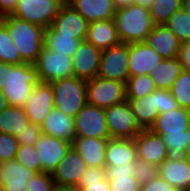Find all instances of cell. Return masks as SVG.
<instances>
[{
	"label": "cell",
	"instance_id": "obj_1",
	"mask_svg": "<svg viewBox=\"0 0 190 191\" xmlns=\"http://www.w3.org/2000/svg\"><path fill=\"white\" fill-rule=\"evenodd\" d=\"M121 43L145 42L155 24L149 8L137 4L116 9L113 17Z\"/></svg>",
	"mask_w": 190,
	"mask_h": 191
},
{
	"label": "cell",
	"instance_id": "obj_2",
	"mask_svg": "<svg viewBox=\"0 0 190 191\" xmlns=\"http://www.w3.org/2000/svg\"><path fill=\"white\" fill-rule=\"evenodd\" d=\"M0 21L7 27L21 59L33 64L44 47L45 28L11 15L0 18Z\"/></svg>",
	"mask_w": 190,
	"mask_h": 191
},
{
	"label": "cell",
	"instance_id": "obj_3",
	"mask_svg": "<svg viewBox=\"0 0 190 191\" xmlns=\"http://www.w3.org/2000/svg\"><path fill=\"white\" fill-rule=\"evenodd\" d=\"M36 68L31 63H6V76H4L3 95L8 106L23 107L33 87L40 83Z\"/></svg>",
	"mask_w": 190,
	"mask_h": 191
},
{
	"label": "cell",
	"instance_id": "obj_4",
	"mask_svg": "<svg viewBox=\"0 0 190 191\" xmlns=\"http://www.w3.org/2000/svg\"><path fill=\"white\" fill-rule=\"evenodd\" d=\"M86 82V80L75 76L51 82L54 108L75 118L80 109L87 103Z\"/></svg>",
	"mask_w": 190,
	"mask_h": 191
},
{
	"label": "cell",
	"instance_id": "obj_5",
	"mask_svg": "<svg viewBox=\"0 0 190 191\" xmlns=\"http://www.w3.org/2000/svg\"><path fill=\"white\" fill-rule=\"evenodd\" d=\"M66 0H18L11 16L48 28Z\"/></svg>",
	"mask_w": 190,
	"mask_h": 191
},
{
	"label": "cell",
	"instance_id": "obj_6",
	"mask_svg": "<svg viewBox=\"0 0 190 191\" xmlns=\"http://www.w3.org/2000/svg\"><path fill=\"white\" fill-rule=\"evenodd\" d=\"M87 103L108 108L126 101L125 83L95 77L86 82Z\"/></svg>",
	"mask_w": 190,
	"mask_h": 191
},
{
	"label": "cell",
	"instance_id": "obj_7",
	"mask_svg": "<svg viewBox=\"0 0 190 191\" xmlns=\"http://www.w3.org/2000/svg\"><path fill=\"white\" fill-rule=\"evenodd\" d=\"M72 57L43 47L33 66L43 83L73 76Z\"/></svg>",
	"mask_w": 190,
	"mask_h": 191
},
{
	"label": "cell",
	"instance_id": "obj_8",
	"mask_svg": "<svg viewBox=\"0 0 190 191\" xmlns=\"http://www.w3.org/2000/svg\"><path fill=\"white\" fill-rule=\"evenodd\" d=\"M105 115L111 138L134 139L142 130L127 100L105 108Z\"/></svg>",
	"mask_w": 190,
	"mask_h": 191
},
{
	"label": "cell",
	"instance_id": "obj_9",
	"mask_svg": "<svg viewBox=\"0 0 190 191\" xmlns=\"http://www.w3.org/2000/svg\"><path fill=\"white\" fill-rule=\"evenodd\" d=\"M75 137L111 139L105 109L86 103L74 118Z\"/></svg>",
	"mask_w": 190,
	"mask_h": 191
},
{
	"label": "cell",
	"instance_id": "obj_10",
	"mask_svg": "<svg viewBox=\"0 0 190 191\" xmlns=\"http://www.w3.org/2000/svg\"><path fill=\"white\" fill-rule=\"evenodd\" d=\"M129 44L119 45L102 50L97 77L125 83L128 73Z\"/></svg>",
	"mask_w": 190,
	"mask_h": 191
},
{
	"label": "cell",
	"instance_id": "obj_11",
	"mask_svg": "<svg viewBox=\"0 0 190 191\" xmlns=\"http://www.w3.org/2000/svg\"><path fill=\"white\" fill-rule=\"evenodd\" d=\"M53 90L50 83L40 82L33 87L23 107L30 123L41 126L54 108Z\"/></svg>",
	"mask_w": 190,
	"mask_h": 191
},
{
	"label": "cell",
	"instance_id": "obj_12",
	"mask_svg": "<svg viewBox=\"0 0 190 191\" xmlns=\"http://www.w3.org/2000/svg\"><path fill=\"white\" fill-rule=\"evenodd\" d=\"M71 147L70 141L42 134L35 143L41 172L52 173Z\"/></svg>",
	"mask_w": 190,
	"mask_h": 191
},
{
	"label": "cell",
	"instance_id": "obj_13",
	"mask_svg": "<svg viewBox=\"0 0 190 191\" xmlns=\"http://www.w3.org/2000/svg\"><path fill=\"white\" fill-rule=\"evenodd\" d=\"M89 23L67 2H65L58 15L54 18L49 28L54 33L73 36L85 40Z\"/></svg>",
	"mask_w": 190,
	"mask_h": 191
},
{
	"label": "cell",
	"instance_id": "obj_14",
	"mask_svg": "<svg viewBox=\"0 0 190 191\" xmlns=\"http://www.w3.org/2000/svg\"><path fill=\"white\" fill-rule=\"evenodd\" d=\"M101 50L87 40L81 41L72 56L73 76L86 81L97 77L101 61Z\"/></svg>",
	"mask_w": 190,
	"mask_h": 191
},
{
	"label": "cell",
	"instance_id": "obj_15",
	"mask_svg": "<svg viewBox=\"0 0 190 191\" xmlns=\"http://www.w3.org/2000/svg\"><path fill=\"white\" fill-rule=\"evenodd\" d=\"M163 59L146 42L129 43V77L148 74Z\"/></svg>",
	"mask_w": 190,
	"mask_h": 191
},
{
	"label": "cell",
	"instance_id": "obj_16",
	"mask_svg": "<svg viewBox=\"0 0 190 191\" xmlns=\"http://www.w3.org/2000/svg\"><path fill=\"white\" fill-rule=\"evenodd\" d=\"M137 157L159 166L167 159V147L162 137L150 129H142L134 138Z\"/></svg>",
	"mask_w": 190,
	"mask_h": 191
},
{
	"label": "cell",
	"instance_id": "obj_17",
	"mask_svg": "<svg viewBox=\"0 0 190 191\" xmlns=\"http://www.w3.org/2000/svg\"><path fill=\"white\" fill-rule=\"evenodd\" d=\"M87 168L80 154L71 147L51 175L56 184L77 187Z\"/></svg>",
	"mask_w": 190,
	"mask_h": 191
},
{
	"label": "cell",
	"instance_id": "obj_18",
	"mask_svg": "<svg viewBox=\"0 0 190 191\" xmlns=\"http://www.w3.org/2000/svg\"><path fill=\"white\" fill-rule=\"evenodd\" d=\"M190 109L178 107L159 114L150 130L156 134L187 135Z\"/></svg>",
	"mask_w": 190,
	"mask_h": 191
},
{
	"label": "cell",
	"instance_id": "obj_19",
	"mask_svg": "<svg viewBox=\"0 0 190 191\" xmlns=\"http://www.w3.org/2000/svg\"><path fill=\"white\" fill-rule=\"evenodd\" d=\"M145 42L164 59L177 58L182 44L165 24L155 25Z\"/></svg>",
	"mask_w": 190,
	"mask_h": 191
},
{
	"label": "cell",
	"instance_id": "obj_20",
	"mask_svg": "<svg viewBox=\"0 0 190 191\" xmlns=\"http://www.w3.org/2000/svg\"><path fill=\"white\" fill-rule=\"evenodd\" d=\"M34 174L15 159L0 162V184L5 191H27V182Z\"/></svg>",
	"mask_w": 190,
	"mask_h": 191
},
{
	"label": "cell",
	"instance_id": "obj_21",
	"mask_svg": "<svg viewBox=\"0 0 190 191\" xmlns=\"http://www.w3.org/2000/svg\"><path fill=\"white\" fill-rule=\"evenodd\" d=\"M107 139L75 137L72 147L80 154L88 167L105 168Z\"/></svg>",
	"mask_w": 190,
	"mask_h": 191
},
{
	"label": "cell",
	"instance_id": "obj_22",
	"mask_svg": "<svg viewBox=\"0 0 190 191\" xmlns=\"http://www.w3.org/2000/svg\"><path fill=\"white\" fill-rule=\"evenodd\" d=\"M42 134L72 142L75 138L74 118L53 108L40 126Z\"/></svg>",
	"mask_w": 190,
	"mask_h": 191
},
{
	"label": "cell",
	"instance_id": "obj_23",
	"mask_svg": "<svg viewBox=\"0 0 190 191\" xmlns=\"http://www.w3.org/2000/svg\"><path fill=\"white\" fill-rule=\"evenodd\" d=\"M137 147L134 139L111 138L105 148V166H122L134 163Z\"/></svg>",
	"mask_w": 190,
	"mask_h": 191
},
{
	"label": "cell",
	"instance_id": "obj_24",
	"mask_svg": "<svg viewBox=\"0 0 190 191\" xmlns=\"http://www.w3.org/2000/svg\"><path fill=\"white\" fill-rule=\"evenodd\" d=\"M88 23L113 19L116 11L112 0H66Z\"/></svg>",
	"mask_w": 190,
	"mask_h": 191
},
{
	"label": "cell",
	"instance_id": "obj_25",
	"mask_svg": "<svg viewBox=\"0 0 190 191\" xmlns=\"http://www.w3.org/2000/svg\"><path fill=\"white\" fill-rule=\"evenodd\" d=\"M85 40L101 51L121 43L113 19L90 22Z\"/></svg>",
	"mask_w": 190,
	"mask_h": 191
},
{
	"label": "cell",
	"instance_id": "obj_26",
	"mask_svg": "<svg viewBox=\"0 0 190 191\" xmlns=\"http://www.w3.org/2000/svg\"><path fill=\"white\" fill-rule=\"evenodd\" d=\"M159 176L166 180L174 189L185 191L190 185V165L185 160L173 161L166 159L158 166Z\"/></svg>",
	"mask_w": 190,
	"mask_h": 191
},
{
	"label": "cell",
	"instance_id": "obj_27",
	"mask_svg": "<svg viewBox=\"0 0 190 191\" xmlns=\"http://www.w3.org/2000/svg\"><path fill=\"white\" fill-rule=\"evenodd\" d=\"M110 191H140V184L134 178V163L122 166H105Z\"/></svg>",
	"mask_w": 190,
	"mask_h": 191
},
{
	"label": "cell",
	"instance_id": "obj_28",
	"mask_svg": "<svg viewBox=\"0 0 190 191\" xmlns=\"http://www.w3.org/2000/svg\"><path fill=\"white\" fill-rule=\"evenodd\" d=\"M141 129H150L159 115L155 103V90L140 98H126Z\"/></svg>",
	"mask_w": 190,
	"mask_h": 191
},
{
	"label": "cell",
	"instance_id": "obj_29",
	"mask_svg": "<svg viewBox=\"0 0 190 191\" xmlns=\"http://www.w3.org/2000/svg\"><path fill=\"white\" fill-rule=\"evenodd\" d=\"M183 71L178 58L163 59L149 73L156 89L169 90Z\"/></svg>",
	"mask_w": 190,
	"mask_h": 191
},
{
	"label": "cell",
	"instance_id": "obj_30",
	"mask_svg": "<svg viewBox=\"0 0 190 191\" xmlns=\"http://www.w3.org/2000/svg\"><path fill=\"white\" fill-rule=\"evenodd\" d=\"M30 123L24 107L7 106L0 113V133L17 136Z\"/></svg>",
	"mask_w": 190,
	"mask_h": 191
},
{
	"label": "cell",
	"instance_id": "obj_31",
	"mask_svg": "<svg viewBox=\"0 0 190 191\" xmlns=\"http://www.w3.org/2000/svg\"><path fill=\"white\" fill-rule=\"evenodd\" d=\"M81 41L73 36L54 33L49 27L45 29L44 47L51 51L72 57Z\"/></svg>",
	"mask_w": 190,
	"mask_h": 191
},
{
	"label": "cell",
	"instance_id": "obj_32",
	"mask_svg": "<svg viewBox=\"0 0 190 191\" xmlns=\"http://www.w3.org/2000/svg\"><path fill=\"white\" fill-rule=\"evenodd\" d=\"M79 191H110L105 168L88 167L77 185Z\"/></svg>",
	"mask_w": 190,
	"mask_h": 191
},
{
	"label": "cell",
	"instance_id": "obj_33",
	"mask_svg": "<svg viewBox=\"0 0 190 191\" xmlns=\"http://www.w3.org/2000/svg\"><path fill=\"white\" fill-rule=\"evenodd\" d=\"M181 8L182 0H154L149 11L154 24L162 25Z\"/></svg>",
	"mask_w": 190,
	"mask_h": 191
},
{
	"label": "cell",
	"instance_id": "obj_34",
	"mask_svg": "<svg viewBox=\"0 0 190 191\" xmlns=\"http://www.w3.org/2000/svg\"><path fill=\"white\" fill-rule=\"evenodd\" d=\"M126 98H140L151 94L156 86L148 74L128 77L125 82Z\"/></svg>",
	"mask_w": 190,
	"mask_h": 191
},
{
	"label": "cell",
	"instance_id": "obj_35",
	"mask_svg": "<svg viewBox=\"0 0 190 191\" xmlns=\"http://www.w3.org/2000/svg\"><path fill=\"white\" fill-rule=\"evenodd\" d=\"M0 62L10 64L25 63L20 53L9 36L7 27L0 21Z\"/></svg>",
	"mask_w": 190,
	"mask_h": 191
},
{
	"label": "cell",
	"instance_id": "obj_36",
	"mask_svg": "<svg viewBox=\"0 0 190 191\" xmlns=\"http://www.w3.org/2000/svg\"><path fill=\"white\" fill-rule=\"evenodd\" d=\"M181 43L190 41V13L181 8L165 23Z\"/></svg>",
	"mask_w": 190,
	"mask_h": 191
},
{
	"label": "cell",
	"instance_id": "obj_37",
	"mask_svg": "<svg viewBox=\"0 0 190 191\" xmlns=\"http://www.w3.org/2000/svg\"><path fill=\"white\" fill-rule=\"evenodd\" d=\"M167 147V159L180 161L187 159V135L158 134Z\"/></svg>",
	"mask_w": 190,
	"mask_h": 191
},
{
	"label": "cell",
	"instance_id": "obj_38",
	"mask_svg": "<svg viewBox=\"0 0 190 191\" xmlns=\"http://www.w3.org/2000/svg\"><path fill=\"white\" fill-rule=\"evenodd\" d=\"M178 105L190 109V72L183 70L169 89Z\"/></svg>",
	"mask_w": 190,
	"mask_h": 191
},
{
	"label": "cell",
	"instance_id": "obj_39",
	"mask_svg": "<svg viewBox=\"0 0 190 191\" xmlns=\"http://www.w3.org/2000/svg\"><path fill=\"white\" fill-rule=\"evenodd\" d=\"M38 155L35 146L18 145L15 160L27 169L39 173L41 172V162Z\"/></svg>",
	"mask_w": 190,
	"mask_h": 191
},
{
	"label": "cell",
	"instance_id": "obj_40",
	"mask_svg": "<svg viewBox=\"0 0 190 191\" xmlns=\"http://www.w3.org/2000/svg\"><path fill=\"white\" fill-rule=\"evenodd\" d=\"M134 178L141 185L150 182L159 176V168L153 163L136 158L134 162Z\"/></svg>",
	"mask_w": 190,
	"mask_h": 191
},
{
	"label": "cell",
	"instance_id": "obj_41",
	"mask_svg": "<svg viewBox=\"0 0 190 191\" xmlns=\"http://www.w3.org/2000/svg\"><path fill=\"white\" fill-rule=\"evenodd\" d=\"M18 148L15 136L0 133V162L14 160Z\"/></svg>",
	"mask_w": 190,
	"mask_h": 191
},
{
	"label": "cell",
	"instance_id": "obj_42",
	"mask_svg": "<svg viewBox=\"0 0 190 191\" xmlns=\"http://www.w3.org/2000/svg\"><path fill=\"white\" fill-rule=\"evenodd\" d=\"M54 184L51 173H35L27 182V191H52Z\"/></svg>",
	"mask_w": 190,
	"mask_h": 191
},
{
	"label": "cell",
	"instance_id": "obj_43",
	"mask_svg": "<svg viewBox=\"0 0 190 191\" xmlns=\"http://www.w3.org/2000/svg\"><path fill=\"white\" fill-rule=\"evenodd\" d=\"M155 103L158 113L162 114L167 111H172L178 107V102L173 98L170 90L156 89L155 90Z\"/></svg>",
	"mask_w": 190,
	"mask_h": 191
},
{
	"label": "cell",
	"instance_id": "obj_44",
	"mask_svg": "<svg viewBox=\"0 0 190 191\" xmlns=\"http://www.w3.org/2000/svg\"><path fill=\"white\" fill-rule=\"evenodd\" d=\"M41 135V127L39 125L29 123L23 131L19 132L16 139L18 141V145L35 146V143Z\"/></svg>",
	"mask_w": 190,
	"mask_h": 191
},
{
	"label": "cell",
	"instance_id": "obj_45",
	"mask_svg": "<svg viewBox=\"0 0 190 191\" xmlns=\"http://www.w3.org/2000/svg\"><path fill=\"white\" fill-rule=\"evenodd\" d=\"M174 187L171 186L166 180L158 176L150 182L140 186V191H173Z\"/></svg>",
	"mask_w": 190,
	"mask_h": 191
},
{
	"label": "cell",
	"instance_id": "obj_46",
	"mask_svg": "<svg viewBox=\"0 0 190 191\" xmlns=\"http://www.w3.org/2000/svg\"><path fill=\"white\" fill-rule=\"evenodd\" d=\"M177 58L183 70L190 72V41L181 44Z\"/></svg>",
	"mask_w": 190,
	"mask_h": 191
},
{
	"label": "cell",
	"instance_id": "obj_47",
	"mask_svg": "<svg viewBox=\"0 0 190 191\" xmlns=\"http://www.w3.org/2000/svg\"><path fill=\"white\" fill-rule=\"evenodd\" d=\"M18 0H0V18L12 15Z\"/></svg>",
	"mask_w": 190,
	"mask_h": 191
},
{
	"label": "cell",
	"instance_id": "obj_48",
	"mask_svg": "<svg viewBox=\"0 0 190 191\" xmlns=\"http://www.w3.org/2000/svg\"><path fill=\"white\" fill-rule=\"evenodd\" d=\"M52 191H79L75 186L54 184Z\"/></svg>",
	"mask_w": 190,
	"mask_h": 191
},
{
	"label": "cell",
	"instance_id": "obj_49",
	"mask_svg": "<svg viewBox=\"0 0 190 191\" xmlns=\"http://www.w3.org/2000/svg\"><path fill=\"white\" fill-rule=\"evenodd\" d=\"M116 9L134 4V0H112Z\"/></svg>",
	"mask_w": 190,
	"mask_h": 191
},
{
	"label": "cell",
	"instance_id": "obj_50",
	"mask_svg": "<svg viewBox=\"0 0 190 191\" xmlns=\"http://www.w3.org/2000/svg\"><path fill=\"white\" fill-rule=\"evenodd\" d=\"M4 76H6V63L0 62V90L4 85Z\"/></svg>",
	"mask_w": 190,
	"mask_h": 191
},
{
	"label": "cell",
	"instance_id": "obj_51",
	"mask_svg": "<svg viewBox=\"0 0 190 191\" xmlns=\"http://www.w3.org/2000/svg\"><path fill=\"white\" fill-rule=\"evenodd\" d=\"M154 0H134V4L149 8Z\"/></svg>",
	"mask_w": 190,
	"mask_h": 191
},
{
	"label": "cell",
	"instance_id": "obj_52",
	"mask_svg": "<svg viewBox=\"0 0 190 191\" xmlns=\"http://www.w3.org/2000/svg\"><path fill=\"white\" fill-rule=\"evenodd\" d=\"M8 106L6 98L3 95L2 90H0V113Z\"/></svg>",
	"mask_w": 190,
	"mask_h": 191
},
{
	"label": "cell",
	"instance_id": "obj_53",
	"mask_svg": "<svg viewBox=\"0 0 190 191\" xmlns=\"http://www.w3.org/2000/svg\"><path fill=\"white\" fill-rule=\"evenodd\" d=\"M182 8L190 13V0H182Z\"/></svg>",
	"mask_w": 190,
	"mask_h": 191
},
{
	"label": "cell",
	"instance_id": "obj_54",
	"mask_svg": "<svg viewBox=\"0 0 190 191\" xmlns=\"http://www.w3.org/2000/svg\"><path fill=\"white\" fill-rule=\"evenodd\" d=\"M187 151H190V123L187 129Z\"/></svg>",
	"mask_w": 190,
	"mask_h": 191
},
{
	"label": "cell",
	"instance_id": "obj_55",
	"mask_svg": "<svg viewBox=\"0 0 190 191\" xmlns=\"http://www.w3.org/2000/svg\"><path fill=\"white\" fill-rule=\"evenodd\" d=\"M187 161H188V163L190 165V151H188V153H187Z\"/></svg>",
	"mask_w": 190,
	"mask_h": 191
},
{
	"label": "cell",
	"instance_id": "obj_56",
	"mask_svg": "<svg viewBox=\"0 0 190 191\" xmlns=\"http://www.w3.org/2000/svg\"><path fill=\"white\" fill-rule=\"evenodd\" d=\"M0 191H5V188L0 184Z\"/></svg>",
	"mask_w": 190,
	"mask_h": 191
},
{
	"label": "cell",
	"instance_id": "obj_57",
	"mask_svg": "<svg viewBox=\"0 0 190 191\" xmlns=\"http://www.w3.org/2000/svg\"><path fill=\"white\" fill-rule=\"evenodd\" d=\"M185 191H190V185H189V187Z\"/></svg>",
	"mask_w": 190,
	"mask_h": 191
}]
</instances>
